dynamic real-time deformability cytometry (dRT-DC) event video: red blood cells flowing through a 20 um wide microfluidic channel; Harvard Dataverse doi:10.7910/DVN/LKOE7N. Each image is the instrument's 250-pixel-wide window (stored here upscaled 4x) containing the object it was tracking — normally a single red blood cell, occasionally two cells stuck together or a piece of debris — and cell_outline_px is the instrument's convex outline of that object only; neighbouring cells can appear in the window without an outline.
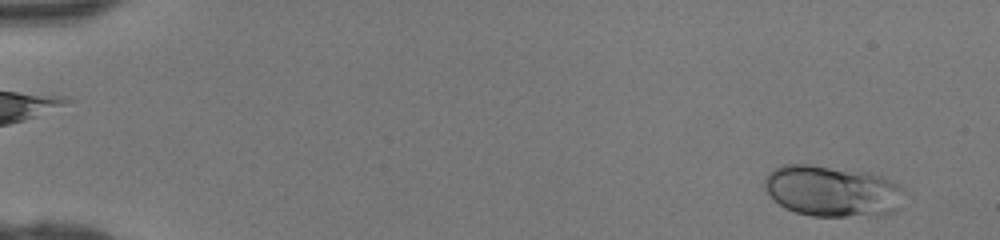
{"species": "human", "species_latin": "Homo sapiens", "temperature_condition": "room temperature", "stored_images_in_passage": 46, "camera_frame_rate_fps": 3000, "um_per_image_px": 0.085, "donor": {"sex": "female"}, "frame": {"image": 1, "passage_image": 3, "time_ms": 0.667, "image_size_px": [1000, 240], "cell_outline_px": [[904, 188], [896, 212], [880, 216], [812, 216], [796, 212], [784, 208], [764, 188], [764, 180], [768, 172], [780, 164], [808, 164], [868, 172], [884, 176], [900, 184]], "centroid_in_image_um": [70.76, 16.23], "position_along_channel_um": 14.2, "area_um2": 42.02}}
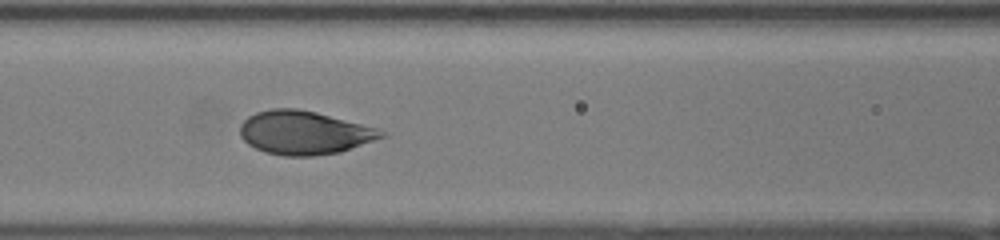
{"frame": {"image": 2, "passage_image": 21, "time_ms": 6.667, "image_size_px": [1000, 240], "cell_outline_px": [[388, 136], [340, 152], [312, 156], [284, 156], [264, 152], [248, 144], [240, 136], [240, 124], [248, 116], [256, 112], [272, 108], [296, 108], [316, 112], [376, 128], [388, 132]], "centroid_in_image_um": [25.86, 11.28], "position_along_channel_um": 140.7, "area_um2": 35.95}}
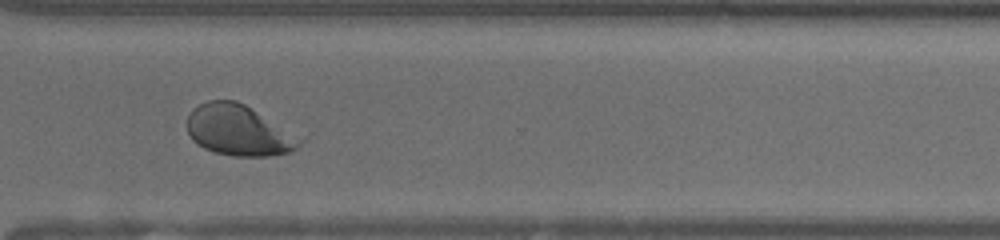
{"frame": {"image": 3, "passage_image": 35, "time_ms": 11.333, "image_size_px": [1000, 240], "cell_outline_px": [[312, 132], [296, 148], [288, 152], [268, 156], [232, 156], [216, 152], [204, 148], [192, 140], [188, 132], [188, 116], [192, 108], [208, 100], [236, 100]], "centroid_in_image_um": [20.57, 11.04], "position_along_channel_um": 350.0, "area_um2": 35.72}}